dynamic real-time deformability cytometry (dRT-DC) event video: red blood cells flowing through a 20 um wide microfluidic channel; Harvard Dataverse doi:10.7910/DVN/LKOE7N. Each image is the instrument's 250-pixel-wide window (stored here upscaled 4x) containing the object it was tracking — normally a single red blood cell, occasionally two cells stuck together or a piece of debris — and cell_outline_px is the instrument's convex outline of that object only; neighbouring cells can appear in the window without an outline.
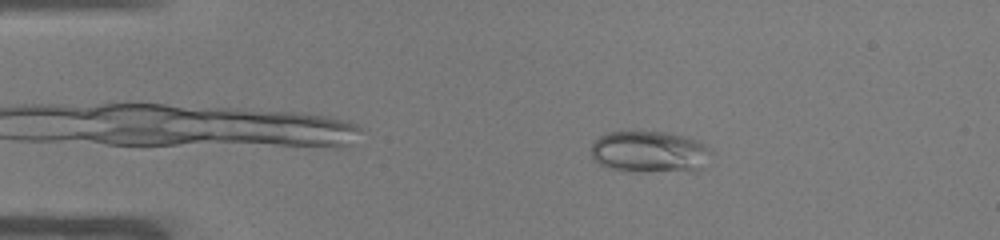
{"species": "common noctule bat (a hibernating species)", "species_latin": "Nyctalus noctula", "temperature_condition": "warm", "stored_images_in_passage": 50, "camera_frame_rate_fps": 3000, "um_per_image_px": 0.085, "animal": {"sex": "male", "body_mass_g": 19.0, "forearm_length_mm": 50.8}, "frame": {"image": 1, "passage_image": 8, "time_ms": 2.333, "image_size_px": [1000, 240], "cell_outline_px": [[712, 152], [700, 168], [696, 172], [628, 172], [608, 168], [600, 164], [592, 156], [592, 140], [608, 132], [628, 128], [668, 132], [688, 136], [704, 144]], "centroid_in_image_um": [55.18, 12.88], "position_along_channel_um": 29.8, "area_um2": 30.52}}
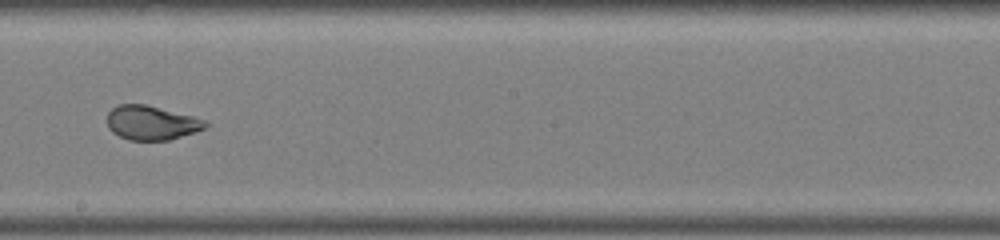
{"frame": {"image": 2, "passage_image": 28, "time_ms": 9.0, "image_size_px": [1000, 240], "cell_outline_px": [[208, 124], [204, 128], [196, 132], [168, 140], [128, 140], [112, 132], [108, 128], [108, 112], [112, 108], [120, 104], [144, 104], [208, 120]], "centroid_in_image_um": [12.88, 10.44], "position_along_channel_um": 235.3, "area_um2": 19.48}}
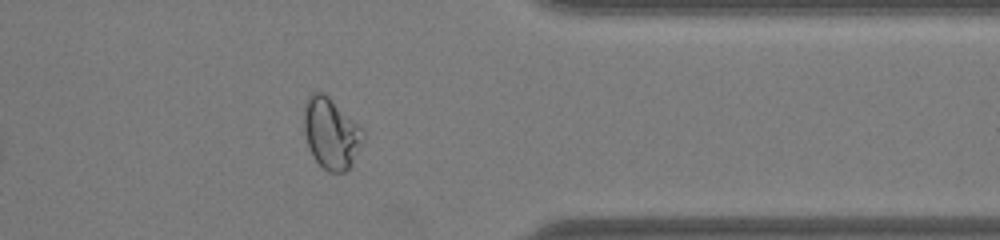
{"frame": {"image": 3, "passage_image": 40, "time_ms": 13.0, "image_size_px": [1000, 240], "cell_outline_px": [[364, 140], [352, 164], [344, 172], [328, 172], [316, 160], [308, 148], [304, 132], [304, 104], [308, 96], [312, 92], [324, 92], [360, 124], [364, 128]], "centroid_in_image_um": [28.16, 11.3], "position_along_channel_um": 383.2, "area_um2": 24.8}, "authors_computed_cell_mechanics": {"area_um2": 25.3164, "velocity_mm_per_s": 3.933, "shape_relaxation_time_tau1_ms": 10.2285, "shape_relaxation_time_tau2_ms": null, "deformation_change_tau1": 0.2529, "deformation_change_tau2": null}}